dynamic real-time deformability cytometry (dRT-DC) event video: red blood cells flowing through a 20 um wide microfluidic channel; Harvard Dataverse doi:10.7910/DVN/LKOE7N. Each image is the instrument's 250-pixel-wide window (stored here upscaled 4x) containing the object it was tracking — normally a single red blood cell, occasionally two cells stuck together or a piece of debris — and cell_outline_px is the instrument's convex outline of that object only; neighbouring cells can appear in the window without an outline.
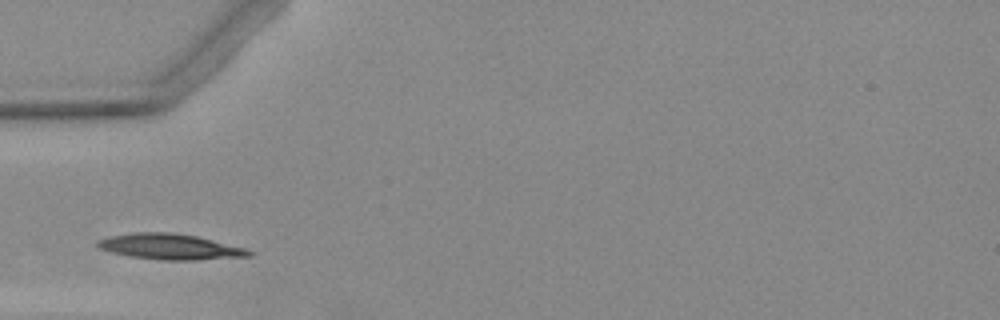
{"species": "Egyptian fruit bat (a non-hibernating species)", "species_latin": "Rousettus aegyptiacus", "temperature_condition": "warm", "stored_images_in_passage": 3, "camera_frame_rate_fps": 3000, "um_per_image_px": 0.085, "animal": {"sex": "female"}, "frame": {"image": 1, "passage_image": 1, "time_ms": 0.0, "image_size_px": [1000, 320], "cell_outline_px": [[252, 256], [196, 260], [160, 260], [132, 256], [112, 252], [96, 248], [96, 240], [112, 236], [136, 232], [172, 232], [196, 236], [244, 248], [252, 252]], "centroid_in_image_um": [14.42, 20.97], "position_along_channel_um": 70.6, "area_um2": 22.43}}
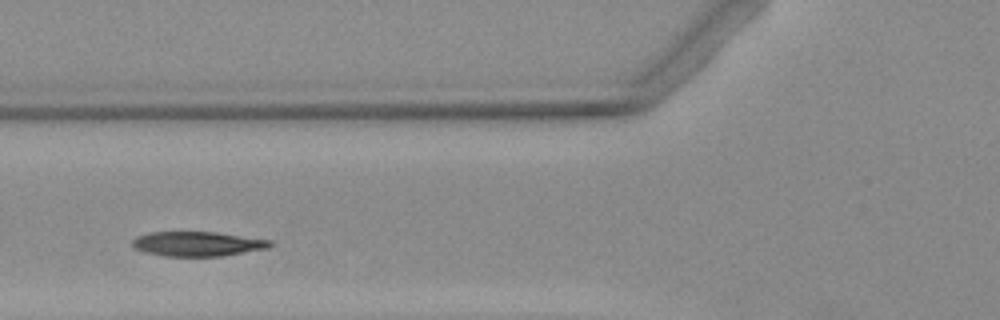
{"frame": {"image": 2, "passage_image": 2, "time_ms": 1.0, "image_size_px": [1000, 320], "cell_outline_px": [[272, 244], [268, 248], [220, 256], [164, 256], [144, 252], [132, 248], [132, 240], [140, 236], [152, 232], [216, 232], [272, 240]], "centroid_in_image_um": [16.78, 20.73], "position_along_channel_um": 109.0, "area_um2": 19.65}}
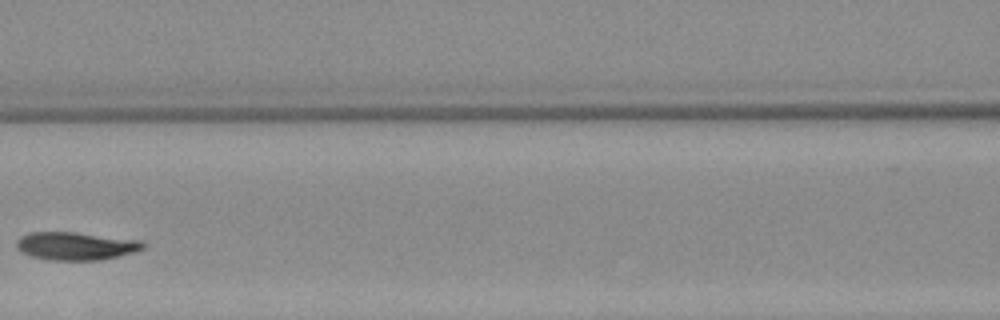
{"frame": {"image": 3, "passage_image": 3, "time_ms": 2.333, "image_size_px": [1000, 320], "cell_outline_px": [[148, 244], [144, 248], [132, 252], [100, 260], [48, 260], [32, 256], [20, 252], [16, 248], [16, 240], [20, 236], [28, 232], [76, 232], [140, 240]], "centroid_in_image_um": [6.4, 20.9], "position_along_channel_um": 160.2, "area_um2": 20.75}}